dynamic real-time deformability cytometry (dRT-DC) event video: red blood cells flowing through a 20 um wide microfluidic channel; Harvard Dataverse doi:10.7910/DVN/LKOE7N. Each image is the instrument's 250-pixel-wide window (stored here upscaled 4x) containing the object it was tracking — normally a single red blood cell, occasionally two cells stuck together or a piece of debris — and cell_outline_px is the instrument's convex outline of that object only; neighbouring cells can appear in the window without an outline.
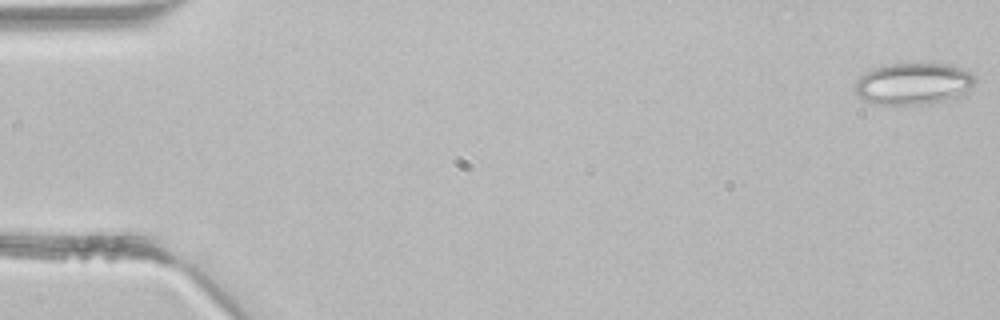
{"species": "common noctule bat (a hibernating species)", "species_latin": "Nyctalus noctula", "temperature_condition": "room temperature", "stored_images_in_passage": 4, "camera_frame_rate_fps": 3000, "um_per_image_px": 0.085, "animal": {"sex": "male", "body_mass_g": 21.5, "forearm_length_mm": 52.0}, "frame": {"image": 1, "passage_image": 4, "time_ms": 1.0, "image_size_px": [1000, 320], "cell_outline_px": [[976, 84], [968, 92], [956, 100], [932, 104], [872, 104], [856, 96], [852, 88], [856, 80], [860, 76], [872, 68], [888, 64], [932, 60], [956, 64], [972, 72], [976, 76]], "centroid_in_image_um": [77.73, 7.08], "position_along_channel_um": 7.3, "area_um2": 31.39}}